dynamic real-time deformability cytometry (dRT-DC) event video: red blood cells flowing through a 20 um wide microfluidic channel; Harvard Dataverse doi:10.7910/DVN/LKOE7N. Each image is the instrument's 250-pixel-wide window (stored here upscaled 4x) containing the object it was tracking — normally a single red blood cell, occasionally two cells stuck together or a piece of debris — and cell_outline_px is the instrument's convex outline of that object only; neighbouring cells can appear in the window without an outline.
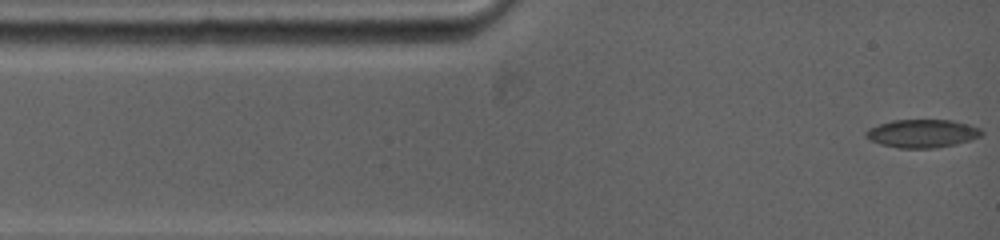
{"species": "common noctule bat (a hibernating species)", "species_latin": "Nyctalus noctula", "temperature_condition": "warm", "stored_images_in_passage": 40, "camera_frame_rate_fps": 5000, "um_per_image_px": 0.085, "animal": {"sex": "female", "body_mass_g": 19.0, "forearm_length_mm": 53.3}, "frame": {"image": 1, "passage_image": 1, "time_ms": 0.0, "image_size_px": [1000, 240], "cell_outline_px": [[984, 132], [980, 136], [956, 144], [932, 148], [896, 148], [880, 144], [864, 136], [864, 132], [868, 128], [892, 120], [952, 120], [968, 124], [980, 128]], "centroid_in_image_um": [78.36, 11.34], "position_along_channel_um": 6.6, "area_um2": 18.96}}
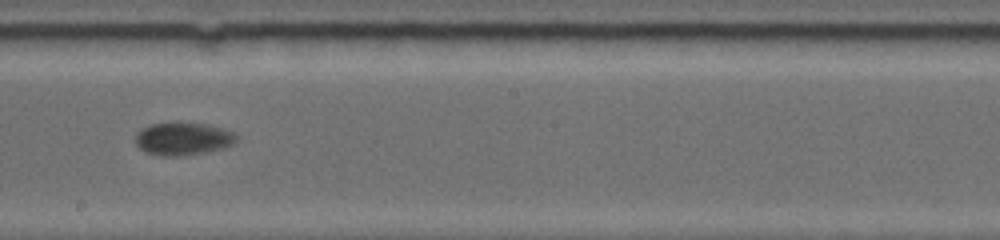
{"frame": {"image": 2, "passage_image": 18, "time_ms": 7.2, "image_size_px": [1000, 240], "cell_outline_px": [[240, 140], [224, 148], [204, 152], [176, 156], [160, 156], [144, 152], [136, 144], [136, 132], [140, 128], [152, 124], [168, 120], [208, 124], [236, 132], [240, 136]], "centroid_in_image_um": [15.57, 11.75], "position_along_channel_um": 232.6, "area_um2": 20.06}}
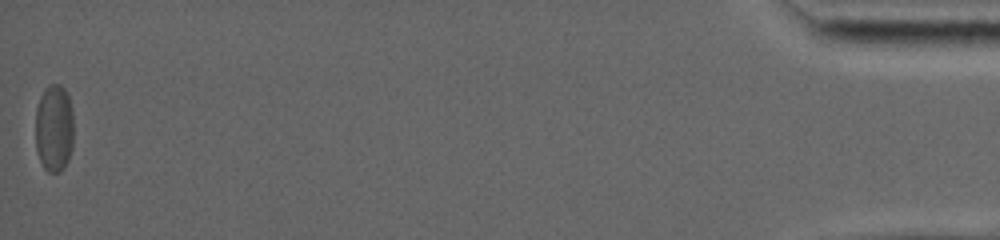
{"frame": {"image": 3, "passage_image": 40, "time_ms": 16.6, "image_size_px": [1000, 240], "cell_outline_px": [[72, 148], [68, 160], [64, 168], [60, 172], [48, 172], [44, 168], [36, 152], [36, 108], [40, 96], [44, 88], [48, 84], [60, 84], [64, 88], [68, 96], [72, 108]], "centroid_in_image_um": [4.59, 10.89], "position_along_channel_um": 430.6, "area_um2": 19.71}, "authors_computed_cell_mechanics": {"area_um2": 19.4208, "velocity_mm_per_s": 3.801, "shape_relaxation_time_tau1_ms": 11.0284, "shape_relaxation_time_tau2_ms": null, "deformation_change_tau1": 0.1974, "deformation_change_tau2": null}}